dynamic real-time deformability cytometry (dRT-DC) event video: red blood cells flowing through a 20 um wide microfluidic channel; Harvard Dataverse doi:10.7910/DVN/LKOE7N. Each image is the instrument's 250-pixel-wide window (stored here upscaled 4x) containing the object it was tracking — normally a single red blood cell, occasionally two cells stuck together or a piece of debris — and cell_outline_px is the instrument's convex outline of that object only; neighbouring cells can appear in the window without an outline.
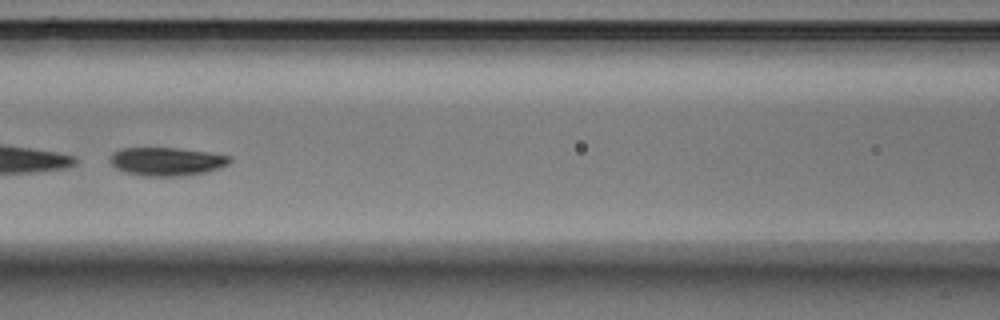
{"species": "Egyptian fruit bat (a non-hibernating species)", "species_latin": "Rousettus aegyptiacus", "temperature_condition": "warm", "stored_images_in_passage": 52, "segment_of_instrument_passage": [2, 2], "camera_frame_rate_fps": 3000, "um_per_image_px": 0.085, "animal": {"sex": "male"}, "frame": {"image": 1, "passage_image": 24, "time_ms": 7.667, "image_size_px": [1000, 320], "cell_outline_px": [[232, 160], [228, 164], [220, 168], [204, 172], [184, 176], [144, 176], [128, 172], [116, 168], [108, 160], [108, 156], [112, 152], [120, 148], [180, 148], [208, 152], [232, 156]], "centroid_in_image_um": [14.16, 13.71], "position_along_channel_um": 152.4, "area_um2": 19.94}}
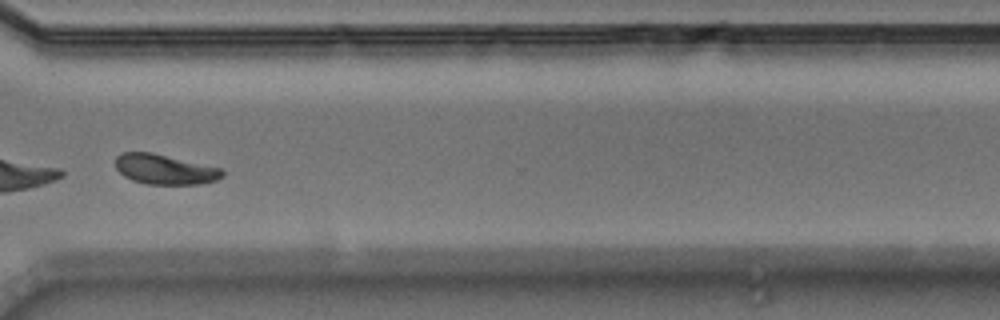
{"frame": {"image": 2, "passage_image": 40, "time_ms": 13.0, "image_size_px": [1000, 320], "cell_outline_px": [[224, 176], [216, 180], [200, 184], [144, 184], [132, 180], [124, 176], [116, 168], [116, 156], [120, 152], [152, 152], [224, 168]], "centroid_in_image_um": [14.03, 14.39], "position_along_channel_um": 356.6, "area_um2": 18.96}}